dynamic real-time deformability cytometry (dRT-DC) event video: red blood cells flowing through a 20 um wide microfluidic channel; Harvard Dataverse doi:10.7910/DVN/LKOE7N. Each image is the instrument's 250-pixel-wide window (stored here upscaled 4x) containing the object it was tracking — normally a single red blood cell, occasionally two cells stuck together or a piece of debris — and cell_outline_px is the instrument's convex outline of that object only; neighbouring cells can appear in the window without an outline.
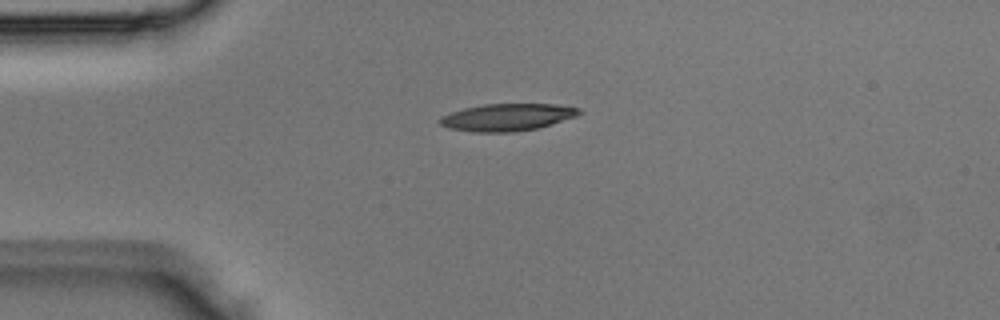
{"species": "Egyptian fruit bat (a non-hibernating species)", "species_latin": "Rousettus aegyptiacus", "temperature_condition": "room temperature", "stored_images_in_passage": 2, "camera_frame_rate_fps": 3000, "um_per_image_px": 0.085, "animal": {"sex": "male"}, "frame": {"image": 1, "passage_image": 2, "time_ms": 0.333, "image_size_px": [1000, 320], "cell_outline_px": [[584, 112], [576, 116], [540, 128], [516, 132], [472, 132], [448, 128], [440, 124], [436, 120], [440, 116], [464, 108], [484, 104], [556, 104], [580, 108]], "centroid_in_image_um": [43.11, 9.97], "position_along_channel_um": 41.9, "area_um2": 22.37}}